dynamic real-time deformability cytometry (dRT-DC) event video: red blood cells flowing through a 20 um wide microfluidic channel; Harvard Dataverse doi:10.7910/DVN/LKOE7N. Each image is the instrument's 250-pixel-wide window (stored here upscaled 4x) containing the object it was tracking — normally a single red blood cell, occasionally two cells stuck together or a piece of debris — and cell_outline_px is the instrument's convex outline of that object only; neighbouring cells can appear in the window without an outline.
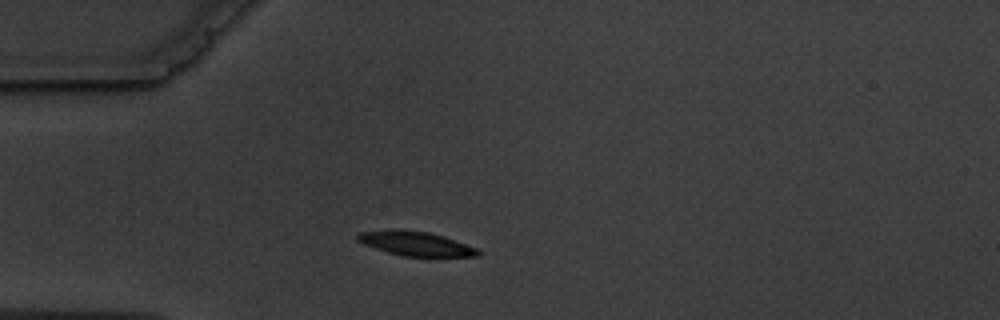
{"species": "common noctule bat (a hibernating species)", "species_latin": "Nyctalus noctula", "temperature_condition": "warm", "stored_images_in_passage": 1, "camera_frame_rate_fps": 3000, "um_per_image_px": 0.085, "animal": {"sex": "male", "body_mass_g": 19.5, "forearm_length_mm": 54.6}, "frame": {"image": 1, "passage_image": 1, "time_ms": 0.0, "image_size_px": [1000, 320], "cell_outline_px": [[480, 256], [404, 256], [388, 252], [364, 244], [356, 240], [356, 236], [360, 232], [392, 228], [428, 232], [444, 236], [476, 248], [480, 252]], "centroid_in_image_um": [35.29, 20.69], "position_along_channel_um": 49.7, "area_um2": 16.94}}